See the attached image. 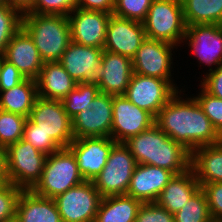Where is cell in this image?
I'll return each mask as SVG.
<instances>
[{"instance_id": "obj_1", "label": "cell", "mask_w": 222, "mask_h": 222, "mask_svg": "<svg viewBox=\"0 0 222 222\" xmlns=\"http://www.w3.org/2000/svg\"><path fill=\"white\" fill-rule=\"evenodd\" d=\"M186 89L189 91L187 84L158 112L155 124L192 153L198 147L221 142L222 137Z\"/></svg>"}, {"instance_id": "obj_2", "label": "cell", "mask_w": 222, "mask_h": 222, "mask_svg": "<svg viewBox=\"0 0 222 222\" xmlns=\"http://www.w3.org/2000/svg\"><path fill=\"white\" fill-rule=\"evenodd\" d=\"M124 144L137 164L164 168L175 175L191 168V152L167 136L156 124L129 138Z\"/></svg>"}, {"instance_id": "obj_3", "label": "cell", "mask_w": 222, "mask_h": 222, "mask_svg": "<svg viewBox=\"0 0 222 222\" xmlns=\"http://www.w3.org/2000/svg\"><path fill=\"white\" fill-rule=\"evenodd\" d=\"M22 27L32 37L44 63L59 62L71 42L67 16L23 13Z\"/></svg>"}, {"instance_id": "obj_4", "label": "cell", "mask_w": 222, "mask_h": 222, "mask_svg": "<svg viewBox=\"0 0 222 222\" xmlns=\"http://www.w3.org/2000/svg\"><path fill=\"white\" fill-rule=\"evenodd\" d=\"M84 181L72 151L68 147L60 148L47 155L41 179L32 191L36 195L54 199Z\"/></svg>"}, {"instance_id": "obj_5", "label": "cell", "mask_w": 222, "mask_h": 222, "mask_svg": "<svg viewBox=\"0 0 222 222\" xmlns=\"http://www.w3.org/2000/svg\"><path fill=\"white\" fill-rule=\"evenodd\" d=\"M143 25L146 38L181 47L187 27L181 0H154Z\"/></svg>"}, {"instance_id": "obj_6", "label": "cell", "mask_w": 222, "mask_h": 222, "mask_svg": "<svg viewBox=\"0 0 222 222\" xmlns=\"http://www.w3.org/2000/svg\"><path fill=\"white\" fill-rule=\"evenodd\" d=\"M177 51L179 54L175 53ZM179 51L177 46L167 42L146 38L132 58L133 73L167 80L178 91L182 90L186 85L176 83L177 78L174 77L176 74L173 71L176 69V62L173 61L179 58Z\"/></svg>"}, {"instance_id": "obj_7", "label": "cell", "mask_w": 222, "mask_h": 222, "mask_svg": "<svg viewBox=\"0 0 222 222\" xmlns=\"http://www.w3.org/2000/svg\"><path fill=\"white\" fill-rule=\"evenodd\" d=\"M47 155L23 139L6 148L8 182L22 190H32L39 182Z\"/></svg>"}, {"instance_id": "obj_8", "label": "cell", "mask_w": 222, "mask_h": 222, "mask_svg": "<svg viewBox=\"0 0 222 222\" xmlns=\"http://www.w3.org/2000/svg\"><path fill=\"white\" fill-rule=\"evenodd\" d=\"M186 26V34L181 47L182 50L184 47V49L190 50L189 58L193 56V60H197L195 62L198 67H208L201 73L220 67L222 65V25L194 24Z\"/></svg>"}, {"instance_id": "obj_9", "label": "cell", "mask_w": 222, "mask_h": 222, "mask_svg": "<svg viewBox=\"0 0 222 222\" xmlns=\"http://www.w3.org/2000/svg\"><path fill=\"white\" fill-rule=\"evenodd\" d=\"M136 165L137 162L129 148L124 143H116L111 149L106 165L93 180L100 195H126Z\"/></svg>"}, {"instance_id": "obj_10", "label": "cell", "mask_w": 222, "mask_h": 222, "mask_svg": "<svg viewBox=\"0 0 222 222\" xmlns=\"http://www.w3.org/2000/svg\"><path fill=\"white\" fill-rule=\"evenodd\" d=\"M101 199L93 181H84L54 198L62 222H94Z\"/></svg>"}, {"instance_id": "obj_11", "label": "cell", "mask_w": 222, "mask_h": 222, "mask_svg": "<svg viewBox=\"0 0 222 222\" xmlns=\"http://www.w3.org/2000/svg\"><path fill=\"white\" fill-rule=\"evenodd\" d=\"M29 119L61 148H67L74 140L72 119L64 110L61 100L44 99L38 96Z\"/></svg>"}, {"instance_id": "obj_12", "label": "cell", "mask_w": 222, "mask_h": 222, "mask_svg": "<svg viewBox=\"0 0 222 222\" xmlns=\"http://www.w3.org/2000/svg\"><path fill=\"white\" fill-rule=\"evenodd\" d=\"M177 92L167 80L133 73L124 96L155 118Z\"/></svg>"}, {"instance_id": "obj_13", "label": "cell", "mask_w": 222, "mask_h": 222, "mask_svg": "<svg viewBox=\"0 0 222 222\" xmlns=\"http://www.w3.org/2000/svg\"><path fill=\"white\" fill-rule=\"evenodd\" d=\"M113 95L100 92L92 101V110H83L72 119L74 139L111 137Z\"/></svg>"}, {"instance_id": "obj_14", "label": "cell", "mask_w": 222, "mask_h": 222, "mask_svg": "<svg viewBox=\"0 0 222 222\" xmlns=\"http://www.w3.org/2000/svg\"><path fill=\"white\" fill-rule=\"evenodd\" d=\"M155 124V118L146 110L131 103L124 95L113 96V123L111 138L124 143Z\"/></svg>"}, {"instance_id": "obj_15", "label": "cell", "mask_w": 222, "mask_h": 222, "mask_svg": "<svg viewBox=\"0 0 222 222\" xmlns=\"http://www.w3.org/2000/svg\"><path fill=\"white\" fill-rule=\"evenodd\" d=\"M116 143L111 137H83L72 141L68 148L74 154L85 181H93L100 174Z\"/></svg>"}, {"instance_id": "obj_16", "label": "cell", "mask_w": 222, "mask_h": 222, "mask_svg": "<svg viewBox=\"0 0 222 222\" xmlns=\"http://www.w3.org/2000/svg\"><path fill=\"white\" fill-rule=\"evenodd\" d=\"M102 48L70 42L59 63L76 83L97 84L102 69Z\"/></svg>"}, {"instance_id": "obj_17", "label": "cell", "mask_w": 222, "mask_h": 222, "mask_svg": "<svg viewBox=\"0 0 222 222\" xmlns=\"http://www.w3.org/2000/svg\"><path fill=\"white\" fill-rule=\"evenodd\" d=\"M112 14L75 8L67 17L71 41L85 46L104 48L107 24Z\"/></svg>"}, {"instance_id": "obj_18", "label": "cell", "mask_w": 222, "mask_h": 222, "mask_svg": "<svg viewBox=\"0 0 222 222\" xmlns=\"http://www.w3.org/2000/svg\"><path fill=\"white\" fill-rule=\"evenodd\" d=\"M145 39L146 33L143 23L112 14L107 24L103 50L132 59Z\"/></svg>"}, {"instance_id": "obj_19", "label": "cell", "mask_w": 222, "mask_h": 222, "mask_svg": "<svg viewBox=\"0 0 222 222\" xmlns=\"http://www.w3.org/2000/svg\"><path fill=\"white\" fill-rule=\"evenodd\" d=\"M3 56L27 79L36 80L44 64L32 37L23 27L12 36Z\"/></svg>"}, {"instance_id": "obj_20", "label": "cell", "mask_w": 222, "mask_h": 222, "mask_svg": "<svg viewBox=\"0 0 222 222\" xmlns=\"http://www.w3.org/2000/svg\"><path fill=\"white\" fill-rule=\"evenodd\" d=\"M97 86L99 91L113 96L124 95L133 74L132 59L103 50Z\"/></svg>"}, {"instance_id": "obj_21", "label": "cell", "mask_w": 222, "mask_h": 222, "mask_svg": "<svg viewBox=\"0 0 222 222\" xmlns=\"http://www.w3.org/2000/svg\"><path fill=\"white\" fill-rule=\"evenodd\" d=\"M175 174L153 165L137 164L126 195L142 203L155 202Z\"/></svg>"}, {"instance_id": "obj_22", "label": "cell", "mask_w": 222, "mask_h": 222, "mask_svg": "<svg viewBox=\"0 0 222 222\" xmlns=\"http://www.w3.org/2000/svg\"><path fill=\"white\" fill-rule=\"evenodd\" d=\"M18 222H62L54 199L22 190L16 206Z\"/></svg>"}, {"instance_id": "obj_23", "label": "cell", "mask_w": 222, "mask_h": 222, "mask_svg": "<svg viewBox=\"0 0 222 222\" xmlns=\"http://www.w3.org/2000/svg\"><path fill=\"white\" fill-rule=\"evenodd\" d=\"M36 84L39 97L62 100L76 87L77 83L59 62H45L36 79Z\"/></svg>"}, {"instance_id": "obj_24", "label": "cell", "mask_w": 222, "mask_h": 222, "mask_svg": "<svg viewBox=\"0 0 222 222\" xmlns=\"http://www.w3.org/2000/svg\"><path fill=\"white\" fill-rule=\"evenodd\" d=\"M200 187L193 169L190 168L174 175L155 202L175 214Z\"/></svg>"}, {"instance_id": "obj_25", "label": "cell", "mask_w": 222, "mask_h": 222, "mask_svg": "<svg viewBox=\"0 0 222 222\" xmlns=\"http://www.w3.org/2000/svg\"><path fill=\"white\" fill-rule=\"evenodd\" d=\"M191 168L201 187L222 182V141L195 149L191 153Z\"/></svg>"}, {"instance_id": "obj_26", "label": "cell", "mask_w": 222, "mask_h": 222, "mask_svg": "<svg viewBox=\"0 0 222 222\" xmlns=\"http://www.w3.org/2000/svg\"><path fill=\"white\" fill-rule=\"evenodd\" d=\"M141 205L128 195L102 197L94 222H136Z\"/></svg>"}, {"instance_id": "obj_27", "label": "cell", "mask_w": 222, "mask_h": 222, "mask_svg": "<svg viewBox=\"0 0 222 222\" xmlns=\"http://www.w3.org/2000/svg\"><path fill=\"white\" fill-rule=\"evenodd\" d=\"M37 97L36 80L25 78L11 89L0 91V110L29 118Z\"/></svg>"}, {"instance_id": "obj_28", "label": "cell", "mask_w": 222, "mask_h": 222, "mask_svg": "<svg viewBox=\"0 0 222 222\" xmlns=\"http://www.w3.org/2000/svg\"><path fill=\"white\" fill-rule=\"evenodd\" d=\"M186 25H222V0H181Z\"/></svg>"}, {"instance_id": "obj_29", "label": "cell", "mask_w": 222, "mask_h": 222, "mask_svg": "<svg viewBox=\"0 0 222 222\" xmlns=\"http://www.w3.org/2000/svg\"><path fill=\"white\" fill-rule=\"evenodd\" d=\"M99 93L97 84L77 83L61 102L68 116L73 119L83 110H92V101Z\"/></svg>"}, {"instance_id": "obj_30", "label": "cell", "mask_w": 222, "mask_h": 222, "mask_svg": "<svg viewBox=\"0 0 222 222\" xmlns=\"http://www.w3.org/2000/svg\"><path fill=\"white\" fill-rule=\"evenodd\" d=\"M174 222H214L206 194L201 187L174 214Z\"/></svg>"}, {"instance_id": "obj_31", "label": "cell", "mask_w": 222, "mask_h": 222, "mask_svg": "<svg viewBox=\"0 0 222 222\" xmlns=\"http://www.w3.org/2000/svg\"><path fill=\"white\" fill-rule=\"evenodd\" d=\"M27 117L0 110V146L7 148L23 138Z\"/></svg>"}, {"instance_id": "obj_32", "label": "cell", "mask_w": 222, "mask_h": 222, "mask_svg": "<svg viewBox=\"0 0 222 222\" xmlns=\"http://www.w3.org/2000/svg\"><path fill=\"white\" fill-rule=\"evenodd\" d=\"M22 27V13L8 4H0V54L12 36Z\"/></svg>"}, {"instance_id": "obj_33", "label": "cell", "mask_w": 222, "mask_h": 222, "mask_svg": "<svg viewBox=\"0 0 222 222\" xmlns=\"http://www.w3.org/2000/svg\"><path fill=\"white\" fill-rule=\"evenodd\" d=\"M196 86L198 88V91H196L198 94L195 92L192 96L222 137V99L207 93L199 84Z\"/></svg>"}, {"instance_id": "obj_34", "label": "cell", "mask_w": 222, "mask_h": 222, "mask_svg": "<svg viewBox=\"0 0 222 222\" xmlns=\"http://www.w3.org/2000/svg\"><path fill=\"white\" fill-rule=\"evenodd\" d=\"M22 139L46 155H50L61 148L49 135L38 129V126L29 118L24 125Z\"/></svg>"}, {"instance_id": "obj_35", "label": "cell", "mask_w": 222, "mask_h": 222, "mask_svg": "<svg viewBox=\"0 0 222 222\" xmlns=\"http://www.w3.org/2000/svg\"><path fill=\"white\" fill-rule=\"evenodd\" d=\"M154 0H115L113 15L143 23Z\"/></svg>"}, {"instance_id": "obj_36", "label": "cell", "mask_w": 222, "mask_h": 222, "mask_svg": "<svg viewBox=\"0 0 222 222\" xmlns=\"http://www.w3.org/2000/svg\"><path fill=\"white\" fill-rule=\"evenodd\" d=\"M22 189L12 183L0 187V222L16 219V206Z\"/></svg>"}, {"instance_id": "obj_37", "label": "cell", "mask_w": 222, "mask_h": 222, "mask_svg": "<svg viewBox=\"0 0 222 222\" xmlns=\"http://www.w3.org/2000/svg\"><path fill=\"white\" fill-rule=\"evenodd\" d=\"M77 6V0H34L25 13L68 16Z\"/></svg>"}, {"instance_id": "obj_38", "label": "cell", "mask_w": 222, "mask_h": 222, "mask_svg": "<svg viewBox=\"0 0 222 222\" xmlns=\"http://www.w3.org/2000/svg\"><path fill=\"white\" fill-rule=\"evenodd\" d=\"M136 222H174V214L156 202L142 203Z\"/></svg>"}, {"instance_id": "obj_39", "label": "cell", "mask_w": 222, "mask_h": 222, "mask_svg": "<svg viewBox=\"0 0 222 222\" xmlns=\"http://www.w3.org/2000/svg\"><path fill=\"white\" fill-rule=\"evenodd\" d=\"M207 197L214 222L222 220V182L206 183L201 187Z\"/></svg>"}, {"instance_id": "obj_40", "label": "cell", "mask_w": 222, "mask_h": 222, "mask_svg": "<svg viewBox=\"0 0 222 222\" xmlns=\"http://www.w3.org/2000/svg\"><path fill=\"white\" fill-rule=\"evenodd\" d=\"M199 76L200 80L196 82H200L198 84L207 93L222 99V65Z\"/></svg>"}, {"instance_id": "obj_41", "label": "cell", "mask_w": 222, "mask_h": 222, "mask_svg": "<svg viewBox=\"0 0 222 222\" xmlns=\"http://www.w3.org/2000/svg\"><path fill=\"white\" fill-rule=\"evenodd\" d=\"M24 79L23 75L12 63L3 59L0 68V91L11 89Z\"/></svg>"}, {"instance_id": "obj_42", "label": "cell", "mask_w": 222, "mask_h": 222, "mask_svg": "<svg viewBox=\"0 0 222 222\" xmlns=\"http://www.w3.org/2000/svg\"><path fill=\"white\" fill-rule=\"evenodd\" d=\"M115 0H77L76 8L113 14Z\"/></svg>"}, {"instance_id": "obj_43", "label": "cell", "mask_w": 222, "mask_h": 222, "mask_svg": "<svg viewBox=\"0 0 222 222\" xmlns=\"http://www.w3.org/2000/svg\"><path fill=\"white\" fill-rule=\"evenodd\" d=\"M33 1L34 0H6V4L18 9L23 14L32 7Z\"/></svg>"}, {"instance_id": "obj_44", "label": "cell", "mask_w": 222, "mask_h": 222, "mask_svg": "<svg viewBox=\"0 0 222 222\" xmlns=\"http://www.w3.org/2000/svg\"><path fill=\"white\" fill-rule=\"evenodd\" d=\"M0 178H8L6 171V148L0 146Z\"/></svg>"}, {"instance_id": "obj_45", "label": "cell", "mask_w": 222, "mask_h": 222, "mask_svg": "<svg viewBox=\"0 0 222 222\" xmlns=\"http://www.w3.org/2000/svg\"><path fill=\"white\" fill-rule=\"evenodd\" d=\"M8 182V178H0V187Z\"/></svg>"}, {"instance_id": "obj_46", "label": "cell", "mask_w": 222, "mask_h": 222, "mask_svg": "<svg viewBox=\"0 0 222 222\" xmlns=\"http://www.w3.org/2000/svg\"><path fill=\"white\" fill-rule=\"evenodd\" d=\"M3 59H4V56L2 54H0V68H1V64H2Z\"/></svg>"}, {"instance_id": "obj_47", "label": "cell", "mask_w": 222, "mask_h": 222, "mask_svg": "<svg viewBox=\"0 0 222 222\" xmlns=\"http://www.w3.org/2000/svg\"><path fill=\"white\" fill-rule=\"evenodd\" d=\"M0 4H6V0H0Z\"/></svg>"}, {"instance_id": "obj_48", "label": "cell", "mask_w": 222, "mask_h": 222, "mask_svg": "<svg viewBox=\"0 0 222 222\" xmlns=\"http://www.w3.org/2000/svg\"><path fill=\"white\" fill-rule=\"evenodd\" d=\"M8 222H18L16 219H14V220H11V221H8Z\"/></svg>"}]
</instances>
